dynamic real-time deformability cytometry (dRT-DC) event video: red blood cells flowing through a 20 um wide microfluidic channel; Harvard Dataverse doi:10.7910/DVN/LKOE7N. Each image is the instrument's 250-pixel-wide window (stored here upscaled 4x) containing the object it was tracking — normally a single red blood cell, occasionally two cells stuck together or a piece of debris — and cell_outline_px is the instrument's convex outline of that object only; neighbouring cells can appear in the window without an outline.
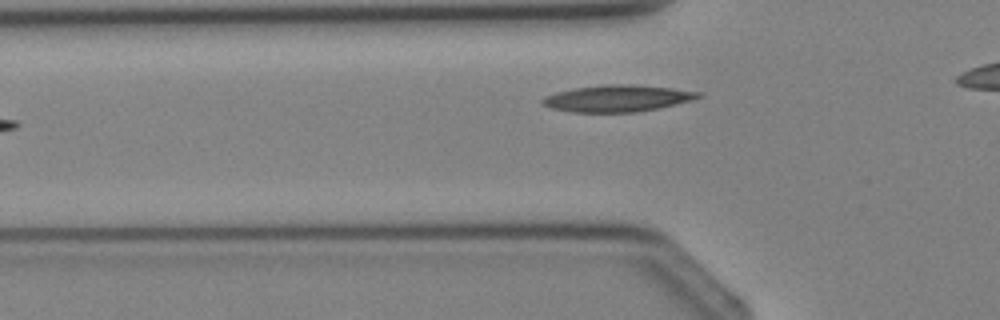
{"species": "Egyptian fruit bat (a non-hibernating species)", "species_latin": "Rousettus aegyptiacus", "temperature_condition": "cold", "stored_images_in_passage": 4, "camera_frame_rate_fps": 3000, "um_per_image_px": 0.085, "animal": {"sex": "female"}, "frame": {"image": 1, "passage_image": 4, "time_ms": 3.333, "image_size_px": [1000, 320], "cell_outline_px": [[700, 96], [688, 100], [656, 108], [636, 112], [572, 112], [552, 108], [544, 104], [540, 100], [544, 96], [556, 92], [576, 88], [604, 84], [628, 84], [672, 88], [700, 92]], "centroid_in_image_um": [52.39, 8.35], "position_along_channel_um": 73.4, "area_um2": 23.7}}